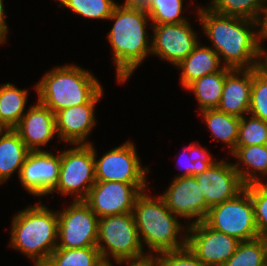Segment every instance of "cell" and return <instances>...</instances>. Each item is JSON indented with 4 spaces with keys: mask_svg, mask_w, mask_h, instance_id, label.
Here are the masks:
<instances>
[{
    "mask_svg": "<svg viewBox=\"0 0 267 266\" xmlns=\"http://www.w3.org/2000/svg\"><path fill=\"white\" fill-rule=\"evenodd\" d=\"M101 266H113L111 262H104Z\"/></svg>",
    "mask_w": 267,
    "mask_h": 266,
    "instance_id": "b9f144b4",
    "label": "cell"
},
{
    "mask_svg": "<svg viewBox=\"0 0 267 266\" xmlns=\"http://www.w3.org/2000/svg\"><path fill=\"white\" fill-rule=\"evenodd\" d=\"M231 154L240 161L233 165L245 185L261 183L257 174L267 175V144L236 146ZM241 163L245 164V167H248V169H241Z\"/></svg>",
    "mask_w": 267,
    "mask_h": 266,
    "instance_id": "7402d4cb",
    "label": "cell"
},
{
    "mask_svg": "<svg viewBox=\"0 0 267 266\" xmlns=\"http://www.w3.org/2000/svg\"><path fill=\"white\" fill-rule=\"evenodd\" d=\"M148 18L149 15L144 9L119 4L109 18L115 21L107 38L113 49V61L119 82L130 78L147 54L151 53V40H148L146 30Z\"/></svg>",
    "mask_w": 267,
    "mask_h": 266,
    "instance_id": "7a4b0ae2",
    "label": "cell"
},
{
    "mask_svg": "<svg viewBox=\"0 0 267 266\" xmlns=\"http://www.w3.org/2000/svg\"><path fill=\"white\" fill-rule=\"evenodd\" d=\"M201 112L207 127L212 132L211 137L226 143L232 153L238 140L240 117L221 112L218 109H207Z\"/></svg>",
    "mask_w": 267,
    "mask_h": 266,
    "instance_id": "d4e9b609",
    "label": "cell"
},
{
    "mask_svg": "<svg viewBox=\"0 0 267 266\" xmlns=\"http://www.w3.org/2000/svg\"><path fill=\"white\" fill-rule=\"evenodd\" d=\"M160 196L166 207L177 217H196L191 224L205 221L209 212L195 176L175 177L170 187Z\"/></svg>",
    "mask_w": 267,
    "mask_h": 266,
    "instance_id": "2e32d148",
    "label": "cell"
},
{
    "mask_svg": "<svg viewBox=\"0 0 267 266\" xmlns=\"http://www.w3.org/2000/svg\"><path fill=\"white\" fill-rule=\"evenodd\" d=\"M267 0H212L208 6L215 13L258 21Z\"/></svg>",
    "mask_w": 267,
    "mask_h": 266,
    "instance_id": "4316f807",
    "label": "cell"
},
{
    "mask_svg": "<svg viewBox=\"0 0 267 266\" xmlns=\"http://www.w3.org/2000/svg\"><path fill=\"white\" fill-rule=\"evenodd\" d=\"M232 70L223 67L213 74L204 75L194 80L185 89L192 91L199 103L201 111L207 109H217L221 102L225 76Z\"/></svg>",
    "mask_w": 267,
    "mask_h": 266,
    "instance_id": "603a6c76",
    "label": "cell"
},
{
    "mask_svg": "<svg viewBox=\"0 0 267 266\" xmlns=\"http://www.w3.org/2000/svg\"><path fill=\"white\" fill-rule=\"evenodd\" d=\"M158 254L160 266H207L187 246Z\"/></svg>",
    "mask_w": 267,
    "mask_h": 266,
    "instance_id": "e575fe53",
    "label": "cell"
},
{
    "mask_svg": "<svg viewBox=\"0 0 267 266\" xmlns=\"http://www.w3.org/2000/svg\"><path fill=\"white\" fill-rule=\"evenodd\" d=\"M261 57H262V59H261ZM257 69L260 70L265 75H267V51L265 52V50L261 46L260 42H259Z\"/></svg>",
    "mask_w": 267,
    "mask_h": 266,
    "instance_id": "f35d334b",
    "label": "cell"
},
{
    "mask_svg": "<svg viewBox=\"0 0 267 266\" xmlns=\"http://www.w3.org/2000/svg\"><path fill=\"white\" fill-rule=\"evenodd\" d=\"M183 0H151L146 12L151 25L175 24L188 21L182 17Z\"/></svg>",
    "mask_w": 267,
    "mask_h": 266,
    "instance_id": "f1b7e54d",
    "label": "cell"
},
{
    "mask_svg": "<svg viewBox=\"0 0 267 266\" xmlns=\"http://www.w3.org/2000/svg\"><path fill=\"white\" fill-rule=\"evenodd\" d=\"M208 208L235 198L245 189L234 165L216 161L203 173L195 175Z\"/></svg>",
    "mask_w": 267,
    "mask_h": 266,
    "instance_id": "9a60e30c",
    "label": "cell"
},
{
    "mask_svg": "<svg viewBox=\"0 0 267 266\" xmlns=\"http://www.w3.org/2000/svg\"><path fill=\"white\" fill-rule=\"evenodd\" d=\"M267 144V121L250 116L240 118L238 140L236 146L266 145Z\"/></svg>",
    "mask_w": 267,
    "mask_h": 266,
    "instance_id": "4dcf8cb0",
    "label": "cell"
},
{
    "mask_svg": "<svg viewBox=\"0 0 267 266\" xmlns=\"http://www.w3.org/2000/svg\"><path fill=\"white\" fill-rule=\"evenodd\" d=\"M133 216L142 246L144 244L156 254L179 250L187 246V236L177 240L182 231L180 224L161 196L153 198L143 191L136 198Z\"/></svg>",
    "mask_w": 267,
    "mask_h": 266,
    "instance_id": "5b68a950",
    "label": "cell"
},
{
    "mask_svg": "<svg viewBox=\"0 0 267 266\" xmlns=\"http://www.w3.org/2000/svg\"><path fill=\"white\" fill-rule=\"evenodd\" d=\"M103 94L101 89L88 103L64 108L55 113L58 137L72 144H91L87 136L95 126V104Z\"/></svg>",
    "mask_w": 267,
    "mask_h": 266,
    "instance_id": "e0dca14e",
    "label": "cell"
},
{
    "mask_svg": "<svg viewBox=\"0 0 267 266\" xmlns=\"http://www.w3.org/2000/svg\"><path fill=\"white\" fill-rule=\"evenodd\" d=\"M12 223L10 246L43 266L57 248V212L37 203L17 212Z\"/></svg>",
    "mask_w": 267,
    "mask_h": 266,
    "instance_id": "3957f363",
    "label": "cell"
},
{
    "mask_svg": "<svg viewBox=\"0 0 267 266\" xmlns=\"http://www.w3.org/2000/svg\"><path fill=\"white\" fill-rule=\"evenodd\" d=\"M104 263L97 246L56 248L43 266H101Z\"/></svg>",
    "mask_w": 267,
    "mask_h": 266,
    "instance_id": "484cf974",
    "label": "cell"
},
{
    "mask_svg": "<svg viewBox=\"0 0 267 266\" xmlns=\"http://www.w3.org/2000/svg\"><path fill=\"white\" fill-rule=\"evenodd\" d=\"M185 152H190L189 158L191 160H187V163L184 164L183 160H181L183 168L185 172L177 177H188V176H195L199 173H203L207 170L211 165H213L216 161H213L212 155L205 150V148L200 147L198 144H190L188 148H185ZM184 152V153H185ZM183 153V154H184ZM186 155V154H185ZM183 156V155H182ZM186 160V158H185ZM180 163V162H179ZM181 165V164H180Z\"/></svg>",
    "mask_w": 267,
    "mask_h": 266,
    "instance_id": "836d02e7",
    "label": "cell"
},
{
    "mask_svg": "<svg viewBox=\"0 0 267 266\" xmlns=\"http://www.w3.org/2000/svg\"><path fill=\"white\" fill-rule=\"evenodd\" d=\"M94 157L96 181L146 184L145 173L149 169L141 167V161L131 141L110 150L98 160L94 149Z\"/></svg>",
    "mask_w": 267,
    "mask_h": 266,
    "instance_id": "8fae6325",
    "label": "cell"
},
{
    "mask_svg": "<svg viewBox=\"0 0 267 266\" xmlns=\"http://www.w3.org/2000/svg\"><path fill=\"white\" fill-rule=\"evenodd\" d=\"M252 82L253 68L232 69L225 76L222 98L217 109L227 114L243 117V114L249 111Z\"/></svg>",
    "mask_w": 267,
    "mask_h": 266,
    "instance_id": "d6986e66",
    "label": "cell"
},
{
    "mask_svg": "<svg viewBox=\"0 0 267 266\" xmlns=\"http://www.w3.org/2000/svg\"><path fill=\"white\" fill-rule=\"evenodd\" d=\"M223 266H266V249L263 238L240 241L235 253Z\"/></svg>",
    "mask_w": 267,
    "mask_h": 266,
    "instance_id": "83f0119b",
    "label": "cell"
},
{
    "mask_svg": "<svg viewBox=\"0 0 267 266\" xmlns=\"http://www.w3.org/2000/svg\"><path fill=\"white\" fill-rule=\"evenodd\" d=\"M197 13L206 36L213 43V50L220 61L225 62V67L257 68L259 37L258 32L251 31L258 27L257 21L221 15L208 7L199 8Z\"/></svg>",
    "mask_w": 267,
    "mask_h": 266,
    "instance_id": "6da1fadb",
    "label": "cell"
},
{
    "mask_svg": "<svg viewBox=\"0 0 267 266\" xmlns=\"http://www.w3.org/2000/svg\"><path fill=\"white\" fill-rule=\"evenodd\" d=\"M5 17H8L5 15V9L3 5V0H0V44L4 43L6 41V35L8 34V27L5 22Z\"/></svg>",
    "mask_w": 267,
    "mask_h": 266,
    "instance_id": "74e56055",
    "label": "cell"
},
{
    "mask_svg": "<svg viewBox=\"0 0 267 266\" xmlns=\"http://www.w3.org/2000/svg\"><path fill=\"white\" fill-rule=\"evenodd\" d=\"M140 239L132 212L99 218L97 248L104 262H110L109 254L115 262L147 255Z\"/></svg>",
    "mask_w": 267,
    "mask_h": 266,
    "instance_id": "8992f818",
    "label": "cell"
},
{
    "mask_svg": "<svg viewBox=\"0 0 267 266\" xmlns=\"http://www.w3.org/2000/svg\"><path fill=\"white\" fill-rule=\"evenodd\" d=\"M38 102L54 113L88 103L102 88L98 80L79 66L54 67L35 85Z\"/></svg>",
    "mask_w": 267,
    "mask_h": 266,
    "instance_id": "277c9868",
    "label": "cell"
},
{
    "mask_svg": "<svg viewBox=\"0 0 267 266\" xmlns=\"http://www.w3.org/2000/svg\"><path fill=\"white\" fill-rule=\"evenodd\" d=\"M13 129L30 151H40L57 133L55 113L37 101Z\"/></svg>",
    "mask_w": 267,
    "mask_h": 266,
    "instance_id": "ac0fdd59",
    "label": "cell"
},
{
    "mask_svg": "<svg viewBox=\"0 0 267 266\" xmlns=\"http://www.w3.org/2000/svg\"><path fill=\"white\" fill-rule=\"evenodd\" d=\"M27 90L7 83L0 87V125L13 129L25 114Z\"/></svg>",
    "mask_w": 267,
    "mask_h": 266,
    "instance_id": "cb8c5ba5",
    "label": "cell"
},
{
    "mask_svg": "<svg viewBox=\"0 0 267 266\" xmlns=\"http://www.w3.org/2000/svg\"><path fill=\"white\" fill-rule=\"evenodd\" d=\"M58 214L57 248L97 246L98 216L83 200L74 202Z\"/></svg>",
    "mask_w": 267,
    "mask_h": 266,
    "instance_id": "9c48e42d",
    "label": "cell"
},
{
    "mask_svg": "<svg viewBox=\"0 0 267 266\" xmlns=\"http://www.w3.org/2000/svg\"><path fill=\"white\" fill-rule=\"evenodd\" d=\"M263 14V17H262ZM258 28L261 27L258 32L259 42L261 43V40L267 38V6L265 3V6L262 8L261 16L258 19Z\"/></svg>",
    "mask_w": 267,
    "mask_h": 266,
    "instance_id": "8d00e7d4",
    "label": "cell"
},
{
    "mask_svg": "<svg viewBox=\"0 0 267 266\" xmlns=\"http://www.w3.org/2000/svg\"><path fill=\"white\" fill-rule=\"evenodd\" d=\"M220 64L219 55L212 47H200V43H198L176 67L182 70L180 80L182 86L186 88L194 80L220 71L224 67Z\"/></svg>",
    "mask_w": 267,
    "mask_h": 266,
    "instance_id": "ffe728a7",
    "label": "cell"
},
{
    "mask_svg": "<svg viewBox=\"0 0 267 266\" xmlns=\"http://www.w3.org/2000/svg\"><path fill=\"white\" fill-rule=\"evenodd\" d=\"M61 152L30 151L21 167L19 180L22 186L34 196L48 195L59 181Z\"/></svg>",
    "mask_w": 267,
    "mask_h": 266,
    "instance_id": "4fadbf2b",
    "label": "cell"
},
{
    "mask_svg": "<svg viewBox=\"0 0 267 266\" xmlns=\"http://www.w3.org/2000/svg\"><path fill=\"white\" fill-rule=\"evenodd\" d=\"M187 247L207 266H223L235 253L239 240L213 230L204 221L185 230Z\"/></svg>",
    "mask_w": 267,
    "mask_h": 266,
    "instance_id": "7c38bea8",
    "label": "cell"
},
{
    "mask_svg": "<svg viewBox=\"0 0 267 266\" xmlns=\"http://www.w3.org/2000/svg\"><path fill=\"white\" fill-rule=\"evenodd\" d=\"M204 222L213 230L239 241L259 237L254 206L246 188L235 198L211 207Z\"/></svg>",
    "mask_w": 267,
    "mask_h": 266,
    "instance_id": "52a82bcc",
    "label": "cell"
},
{
    "mask_svg": "<svg viewBox=\"0 0 267 266\" xmlns=\"http://www.w3.org/2000/svg\"><path fill=\"white\" fill-rule=\"evenodd\" d=\"M190 26L188 21L150 26L154 32L151 53L177 66L199 43Z\"/></svg>",
    "mask_w": 267,
    "mask_h": 266,
    "instance_id": "5bb4252c",
    "label": "cell"
},
{
    "mask_svg": "<svg viewBox=\"0 0 267 266\" xmlns=\"http://www.w3.org/2000/svg\"><path fill=\"white\" fill-rule=\"evenodd\" d=\"M248 114L267 121V75L253 68L251 101Z\"/></svg>",
    "mask_w": 267,
    "mask_h": 266,
    "instance_id": "1f68e13d",
    "label": "cell"
},
{
    "mask_svg": "<svg viewBox=\"0 0 267 266\" xmlns=\"http://www.w3.org/2000/svg\"><path fill=\"white\" fill-rule=\"evenodd\" d=\"M254 206L255 222L259 237L267 236V183L245 185Z\"/></svg>",
    "mask_w": 267,
    "mask_h": 266,
    "instance_id": "d6a6232c",
    "label": "cell"
},
{
    "mask_svg": "<svg viewBox=\"0 0 267 266\" xmlns=\"http://www.w3.org/2000/svg\"><path fill=\"white\" fill-rule=\"evenodd\" d=\"M147 184L117 181H96L83 200L101 218L133 212L136 198L146 191Z\"/></svg>",
    "mask_w": 267,
    "mask_h": 266,
    "instance_id": "30bf717a",
    "label": "cell"
},
{
    "mask_svg": "<svg viewBox=\"0 0 267 266\" xmlns=\"http://www.w3.org/2000/svg\"><path fill=\"white\" fill-rule=\"evenodd\" d=\"M4 128L0 125V132L3 130Z\"/></svg>",
    "mask_w": 267,
    "mask_h": 266,
    "instance_id": "7bdbcfd3",
    "label": "cell"
},
{
    "mask_svg": "<svg viewBox=\"0 0 267 266\" xmlns=\"http://www.w3.org/2000/svg\"><path fill=\"white\" fill-rule=\"evenodd\" d=\"M60 5L91 19H109L118 5L113 0H58Z\"/></svg>",
    "mask_w": 267,
    "mask_h": 266,
    "instance_id": "f546056e",
    "label": "cell"
},
{
    "mask_svg": "<svg viewBox=\"0 0 267 266\" xmlns=\"http://www.w3.org/2000/svg\"><path fill=\"white\" fill-rule=\"evenodd\" d=\"M151 0H125L123 6L147 10Z\"/></svg>",
    "mask_w": 267,
    "mask_h": 266,
    "instance_id": "ab89813d",
    "label": "cell"
},
{
    "mask_svg": "<svg viewBox=\"0 0 267 266\" xmlns=\"http://www.w3.org/2000/svg\"><path fill=\"white\" fill-rule=\"evenodd\" d=\"M123 262H128V266H160L157 256L154 257L153 254L145 255L138 259H123L116 261L117 264H121Z\"/></svg>",
    "mask_w": 267,
    "mask_h": 266,
    "instance_id": "d590c367",
    "label": "cell"
},
{
    "mask_svg": "<svg viewBox=\"0 0 267 266\" xmlns=\"http://www.w3.org/2000/svg\"><path fill=\"white\" fill-rule=\"evenodd\" d=\"M0 136V183L2 184L16 170L18 175L20 174L30 150L14 129H3Z\"/></svg>",
    "mask_w": 267,
    "mask_h": 266,
    "instance_id": "44dd1931",
    "label": "cell"
},
{
    "mask_svg": "<svg viewBox=\"0 0 267 266\" xmlns=\"http://www.w3.org/2000/svg\"><path fill=\"white\" fill-rule=\"evenodd\" d=\"M265 249H266V265H267V236L263 237Z\"/></svg>",
    "mask_w": 267,
    "mask_h": 266,
    "instance_id": "60d3db41",
    "label": "cell"
},
{
    "mask_svg": "<svg viewBox=\"0 0 267 266\" xmlns=\"http://www.w3.org/2000/svg\"><path fill=\"white\" fill-rule=\"evenodd\" d=\"M76 146L61 152L59 181L52 191L73 194L75 201L84 200L96 182L94 147L92 144Z\"/></svg>",
    "mask_w": 267,
    "mask_h": 266,
    "instance_id": "ba28073f",
    "label": "cell"
}]
</instances>
